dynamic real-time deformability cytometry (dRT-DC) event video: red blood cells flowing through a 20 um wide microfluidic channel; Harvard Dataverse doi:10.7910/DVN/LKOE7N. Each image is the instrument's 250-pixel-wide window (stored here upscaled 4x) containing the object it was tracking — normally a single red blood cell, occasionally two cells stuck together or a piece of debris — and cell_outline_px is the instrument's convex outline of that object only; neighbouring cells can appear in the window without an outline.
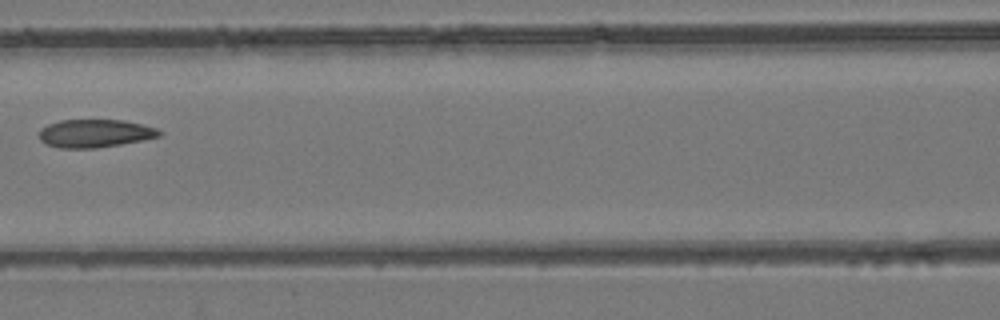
{"species": "common noctule bat (a hibernating species)", "species_latin": "Nyctalus noctula", "temperature_condition": "room temperature", "stored_images_in_passage": 8, "camera_frame_rate_fps": 3000, "um_per_image_px": 0.085, "animal": {"sex": "female", "body_mass_g": 24.6, "forearm_length_mm": 56.2}, "frame": {"image": 1, "passage_image": 7, "time_ms": 6.667, "image_size_px": [1000, 320], "cell_outline_px": [[160, 136], [120, 144], [96, 148], [60, 148], [44, 144], [40, 140], [40, 128], [48, 124], [60, 120], [124, 120], [156, 128], [160, 132]], "centroid_in_image_um": [8.01, 11.34], "position_along_channel_um": 158.6, "area_um2": 19.48}}
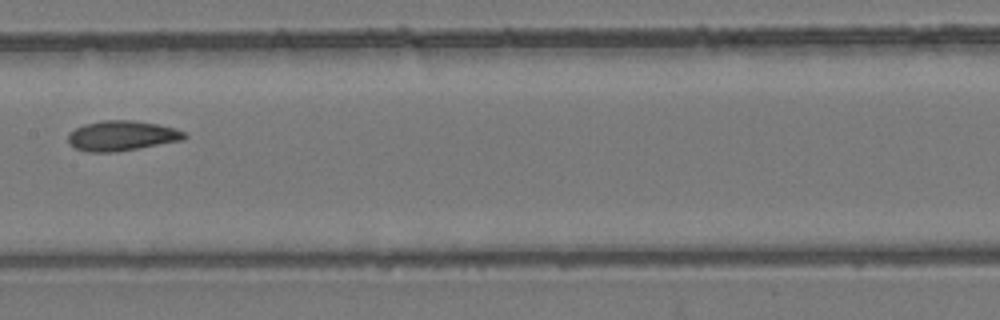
{"frame": {"image": 2, "passage_image": 8, "time_ms": 7.667, "image_size_px": [1000, 320], "cell_outline_px": [[188, 136], [184, 140], [116, 152], [88, 152], [76, 148], [68, 144], [68, 132], [84, 124], [100, 120], [132, 120], [160, 124], [176, 128], [184, 132]], "centroid_in_image_um": [10.36, 11.53], "position_along_channel_um": 197.0, "area_um2": 20.63}}